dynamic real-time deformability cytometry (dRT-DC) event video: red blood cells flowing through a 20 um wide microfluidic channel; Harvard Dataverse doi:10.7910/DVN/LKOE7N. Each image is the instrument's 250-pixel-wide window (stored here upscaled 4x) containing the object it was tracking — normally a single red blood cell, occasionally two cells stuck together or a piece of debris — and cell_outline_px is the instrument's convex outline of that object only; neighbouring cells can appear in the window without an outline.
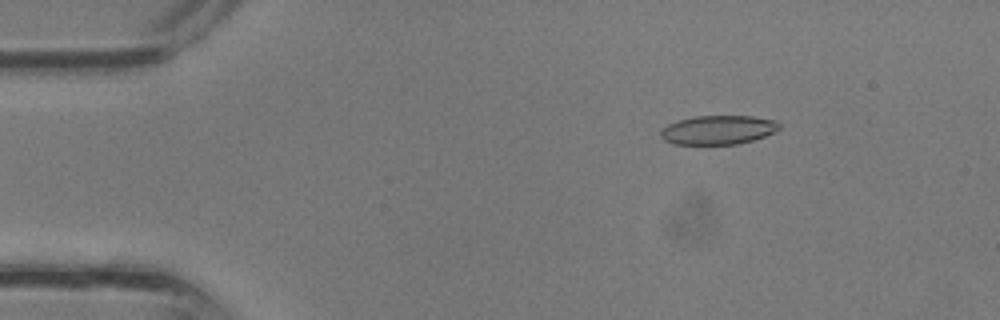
{"species": "common noctule bat (a hibernating species)", "species_latin": "Nyctalus noctula", "temperature_condition": "room temperature", "stored_images_in_passage": 34, "camera_frame_rate_fps": 3000, "um_per_image_px": 0.085, "animal": {"sex": "male", "body_mass_g": 13.3}, "frame": {"image": 1, "passage_image": 5, "time_ms": 1.333, "image_size_px": [1000, 320], "cell_outline_px": [[780, 128], [764, 136], [752, 140], [736, 144], [676, 144], [664, 140], [660, 136], [660, 132], [668, 124], [692, 116], [752, 116], [776, 120], [780, 124]], "centroid_in_image_um": [61.04, 11.03], "position_along_channel_um": 24.0, "area_um2": 19.88}}
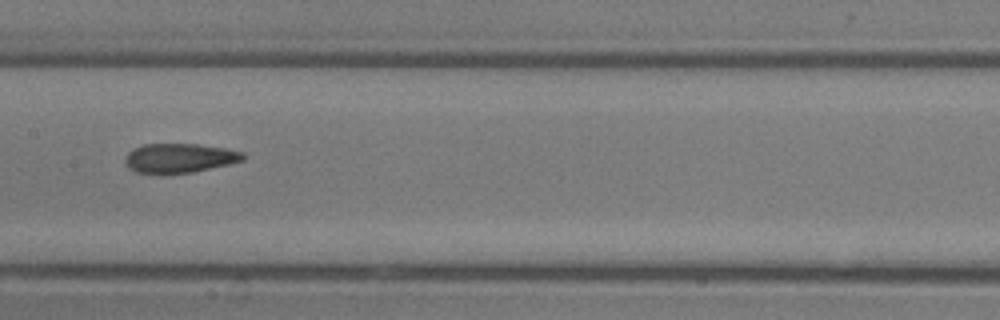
{"frame": {"image": 2, "passage_image": 17, "time_ms": 5.333, "image_size_px": [1000, 320], "cell_outline_px": [[244, 160], [228, 164], [192, 172], [136, 172], [128, 168], [124, 160], [128, 152], [144, 144], [196, 144], [224, 148], [244, 152]], "centroid_in_image_um": [15.26, 13.42], "position_along_channel_um": 192.1, "area_um2": 19.65}}
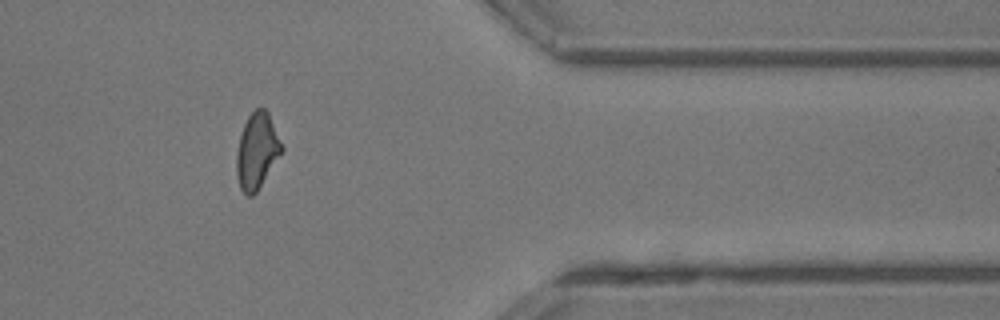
{"frame": {"image": 3, "passage_image": 28, "time_ms": 9.0, "image_size_px": [1000, 320], "cell_outline_px": [[284, 152], [256, 192], [252, 196], [248, 196], [240, 188], [236, 172], [236, 156], [240, 136], [244, 124], [248, 116], [256, 108], [264, 108], [268, 112], [284, 148]], "centroid_in_image_um": [21.86, 12.84], "position_along_channel_um": 389.5, "area_um2": 20.0}}